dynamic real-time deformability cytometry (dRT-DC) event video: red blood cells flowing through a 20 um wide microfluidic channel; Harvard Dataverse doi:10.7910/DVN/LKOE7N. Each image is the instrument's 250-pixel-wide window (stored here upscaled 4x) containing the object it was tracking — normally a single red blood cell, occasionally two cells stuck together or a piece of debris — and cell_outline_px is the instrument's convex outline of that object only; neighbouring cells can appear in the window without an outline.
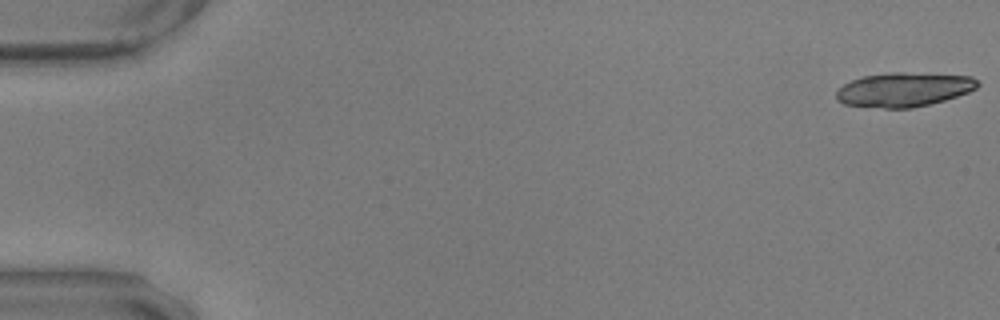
{"species": "common noctule bat (a hibernating species)", "species_latin": "Nyctalus noctula", "temperature_condition": "warm", "stored_images_in_passage": 20, "camera_frame_rate_fps": 3000, "um_per_image_px": 0.085, "animal": {"sex": "male", "body_mass_g": 17.9, "forearm_length_mm": 54.2}, "frame": {"image": 1, "passage_image": 1, "time_ms": 0.0, "image_size_px": [1000, 320], "cell_outline_px": [[980, 84], [976, 88], [968, 92], [944, 100], [912, 108], [884, 108], [844, 104], [836, 100], [836, 92], [844, 84], [852, 80], [864, 76], [896, 72], [900, 72], [972, 76], [980, 80]], "centroid_in_image_um": [76.85, 7.61], "position_along_channel_um": 8.2, "area_um2": 27.98}}
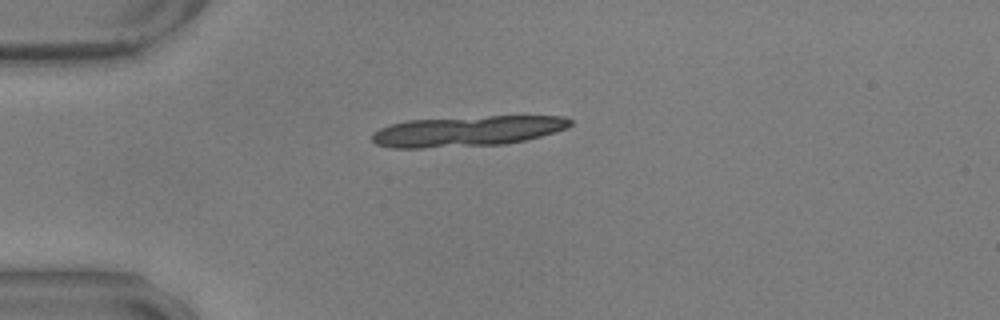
{"frame": {"image": 2, "passage_image": 15, "time_ms": 4.667, "image_size_px": [1000, 320], "cell_outline_px": [[572, 124], [568, 128], [540, 136], [524, 140], [504, 144], [424, 148], [392, 148], [376, 144], [372, 140], [372, 136], [380, 128], [392, 124], [408, 120], [488, 116], [564, 116], [572, 120]], "centroid_in_image_um": [39.73, 11.15], "position_along_channel_um": 45.3, "area_um2": 35.03}}